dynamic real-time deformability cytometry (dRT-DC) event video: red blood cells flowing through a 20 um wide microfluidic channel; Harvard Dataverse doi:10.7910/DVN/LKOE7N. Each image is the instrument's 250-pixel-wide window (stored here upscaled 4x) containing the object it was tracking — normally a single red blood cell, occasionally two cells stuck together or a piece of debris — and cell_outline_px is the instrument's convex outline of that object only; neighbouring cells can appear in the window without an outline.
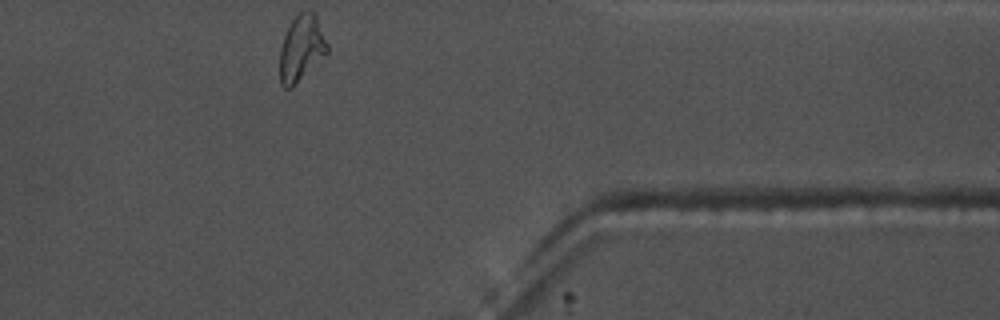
{"species": "common noctule bat (a hibernating species)", "species_latin": "Nyctalus noctula", "temperature_condition": "warm", "stored_images_in_passage": 34, "camera_frame_rate_fps": 3000, "um_per_image_px": 0.085, "animal": {"sex": "male", "body_mass_g": 17.5, "forearm_length_mm": 52.3}, "frame": {"image": 1, "passage_image": 34, "time_ms": 11.0, "image_size_px": [1000, 320], "cell_outline_px": [[328, 52], [292, 88], [284, 88], [280, 84], [280, 48], [284, 36], [292, 20], [300, 12], [312, 12], [316, 16], [328, 44]], "centroid_in_image_um": [25.61, 4.14], "position_along_channel_um": 385.8, "area_um2": 17.98}, "authors_computed_cell_mechanics": {"area_um2": 17.6001, "velocity_mm_per_s": 3.6879, "shape_relaxation_time_tau1_ms": 5.6637, "shape_relaxation_time_tau2_ms": 2.1279, "deformation_change_tau1": 0.2095, "deformation_change_tau2": 0.106}}